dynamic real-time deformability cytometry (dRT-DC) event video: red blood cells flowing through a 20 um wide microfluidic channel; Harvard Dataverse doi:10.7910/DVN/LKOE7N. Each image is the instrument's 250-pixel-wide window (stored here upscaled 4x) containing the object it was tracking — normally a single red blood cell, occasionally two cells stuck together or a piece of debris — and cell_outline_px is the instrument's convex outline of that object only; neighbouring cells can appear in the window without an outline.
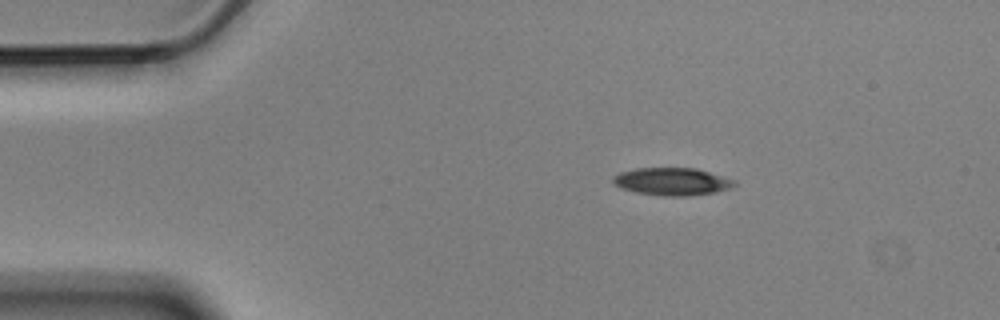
{"species": "Egyptian fruit bat (a non-hibernating species)", "species_latin": "Rousettus aegyptiacus", "temperature_condition": "cold", "stored_images_in_passage": 4, "camera_frame_rate_fps": 3000, "um_per_image_px": 0.085, "animal": {"sex": "male"}, "frame": {"image": 1, "passage_image": 2, "time_ms": 0.333, "image_size_px": [1000, 320], "cell_outline_px": [[736, 184], [728, 188], [716, 192], [688, 196], [664, 196], [636, 192], [620, 188], [612, 180], [612, 176], [620, 172], [636, 168], [696, 168], [736, 180]], "centroid_in_image_um": [57.11, 15.43], "position_along_channel_um": 27.9, "area_um2": 19.48}}
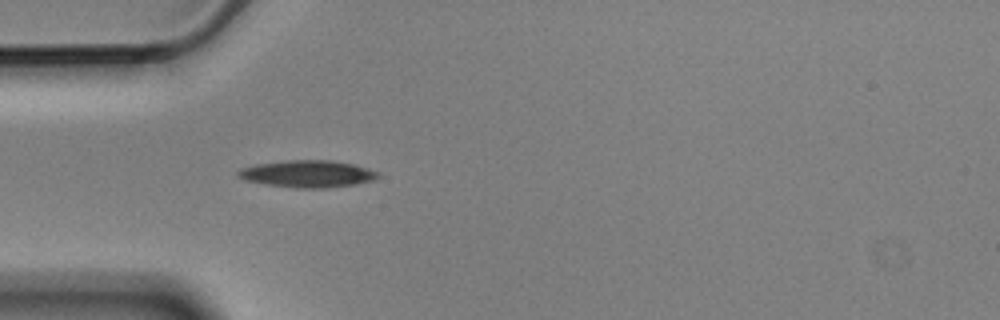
{"frame": {"image": 2, "passage_image": 4, "time_ms": 1.0, "image_size_px": [1000, 320], "cell_outline_px": [[380, 176], [376, 180], [356, 184], [328, 188], [296, 188], [268, 184], [244, 180], [236, 176], [236, 172], [240, 168], [256, 164], [288, 160], [332, 160], [352, 164], [368, 168], [380, 172]], "centroid_in_image_um": [26.17, 14.78], "position_along_channel_um": 58.8, "area_um2": 22.25}}